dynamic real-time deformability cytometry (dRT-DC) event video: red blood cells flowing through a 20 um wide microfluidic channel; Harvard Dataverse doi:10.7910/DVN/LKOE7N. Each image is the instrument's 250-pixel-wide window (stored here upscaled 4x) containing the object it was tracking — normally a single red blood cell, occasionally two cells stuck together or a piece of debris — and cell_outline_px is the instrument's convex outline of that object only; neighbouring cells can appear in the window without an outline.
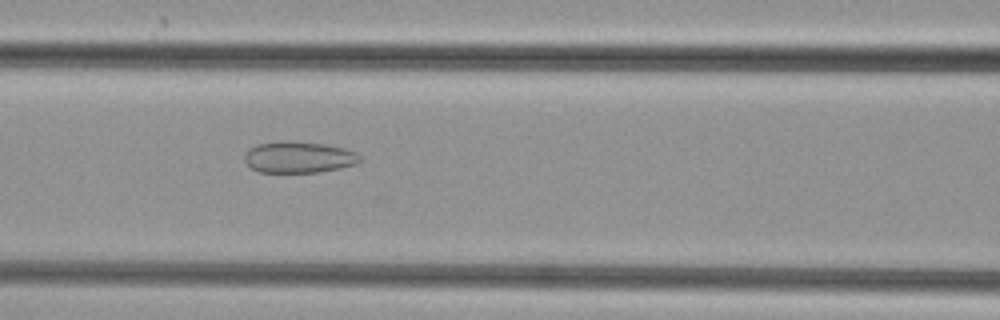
{"species": "common noctule bat (a hibernating species)", "species_latin": "Nyctalus noctula", "temperature_condition": "cold", "stored_images_in_passage": 49, "camera_frame_rate_fps": 3000, "um_per_image_px": 0.085, "animal": {"sex": "female", "body_mass_g": 29.2, "forearm_length_mm": 56.3}, "frame": {"image": 1, "passage_image": 21, "time_ms": 6.667, "image_size_px": [1000, 320], "cell_outline_px": [[360, 160], [356, 164], [340, 168], [320, 172], [260, 172], [252, 168], [244, 160], [244, 152], [248, 148], [256, 144], [288, 140], [324, 144], [344, 148], [356, 152], [360, 156]], "centroid_in_image_um": [25.37, 13.35], "position_along_channel_um": 141.2, "area_um2": 21.21}}
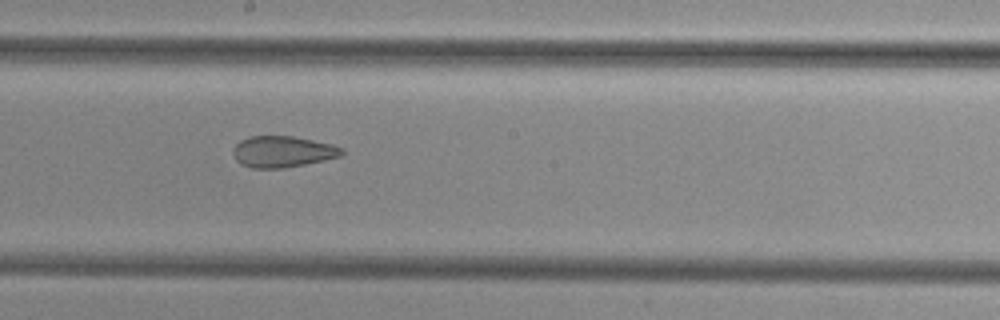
{"frame": {"image": 2, "passage_image": 27, "time_ms": 8.667, "image_size_px": [1000, 320], "cell_outline_px": [[344, 152], [340, 156], [324, 160], [284, 168], [252, 168], [240, 164], [236, 160], [232, 152], [232, 148], [240, 140], [252, 136], [292, 136], [332, 144], [344, 148]], "centroid_in_image_um": [24.0, 12.89], "position_along_channel_um": 224.2, "area_um2": 19.83}}
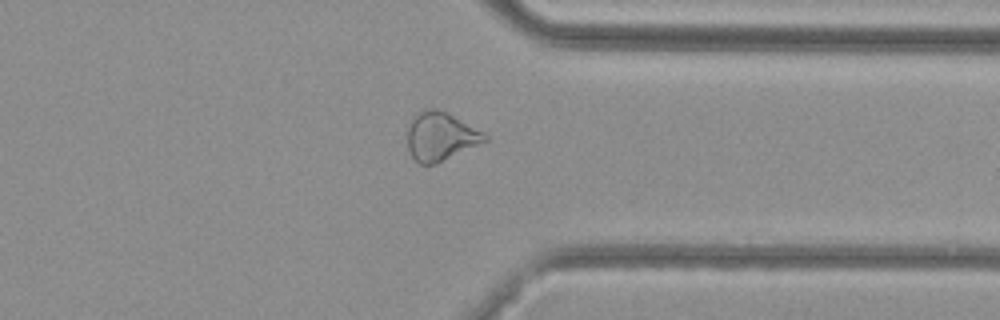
{"frame": {"image": 3, "passage_image": 38, "time_ms": 12.333, "image_size_px": [1000, 320], "cell_outline_px": [[488, 140], [436, 164], [420, 164], [412, 156], [408, 148], [408, 128], [412, 116], [424, 108], [436, 108], [484, 132], [488, 136]], "centroid_in_image_um": [37.43, 11.59], "position_along_channel_um": 374.0, "area_um2": 21.62}}